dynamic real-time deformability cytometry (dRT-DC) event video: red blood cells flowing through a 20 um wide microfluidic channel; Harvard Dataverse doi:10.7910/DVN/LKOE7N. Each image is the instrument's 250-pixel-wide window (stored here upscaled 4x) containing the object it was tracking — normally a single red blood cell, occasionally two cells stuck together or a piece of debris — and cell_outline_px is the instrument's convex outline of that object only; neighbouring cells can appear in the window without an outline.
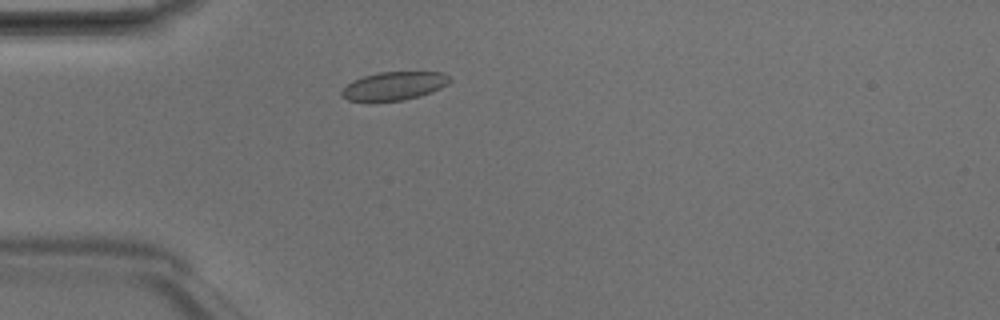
{"species": "Egyptian fruit bat (a non-hibernating species)", "species_latin": "Rousettus aegyptiacus", "temperature_condition": "room temperature", "stored_images_in_passage": 3, "camera_frame_rate_fps": 3000, "um_per_image_px": 0.085, "animal": {"sex": "male"}, "frame": {"image": 1, "passage_image": 3, "time_ms": 0.667, "image_size_px": [1000, 320], "cell_outline_px": [[452, 80], [448, 84], [432, 92], [420, 96], [404, 100], [372, 104], [368, 104], [348, 100], [340, 92], [352, 80], [364, 76], [380, 72], [444, 72]], "centroid_in_image_um": [33.47, 7.35], "position_along_channel_um": 51.5, "area_um2": 18.44}}